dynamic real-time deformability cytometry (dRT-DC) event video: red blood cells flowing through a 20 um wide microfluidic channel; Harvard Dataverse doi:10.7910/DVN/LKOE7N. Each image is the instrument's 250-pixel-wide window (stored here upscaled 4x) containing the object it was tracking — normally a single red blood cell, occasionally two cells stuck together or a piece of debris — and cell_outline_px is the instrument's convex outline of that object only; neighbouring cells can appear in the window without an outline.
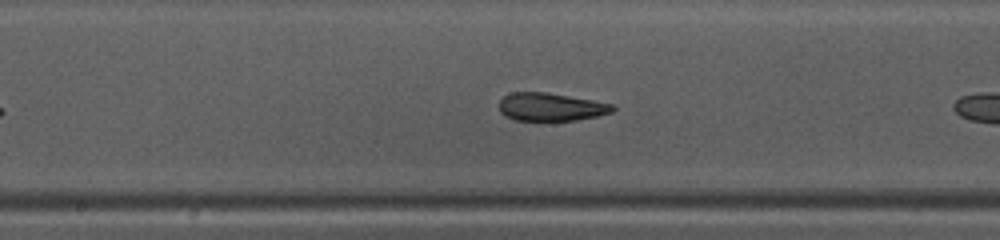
{"species": "common noctule bat (a hibernating species)", "species_latin": "Nyctalus noctula", "temperature_condition": "warm", "stored_images_in_passage": 26, "camera_frame_rate_fps": 3000, "um_per_image_px": 0.085, "animal": {"sex": "female", "body_mass_g": 10.0, "forearm_length_mm": 53.1}, "frame": {"image": 1, "passage_image": 12, "time_ms": 3.667, "image_size_px": [1000, 240], "cell_outline_px": [[616, 108], [612, 112], [596, 116], [576, 120], [516, 120], [504, 116], [500, 112], [500, 100], [504, 96], [512, 92], [548, 92], [616, 104]], "centroid_in_image_um": [46.85, 9.08], "position_along_channel_um": 201.4, "area_um2": 18.61}}
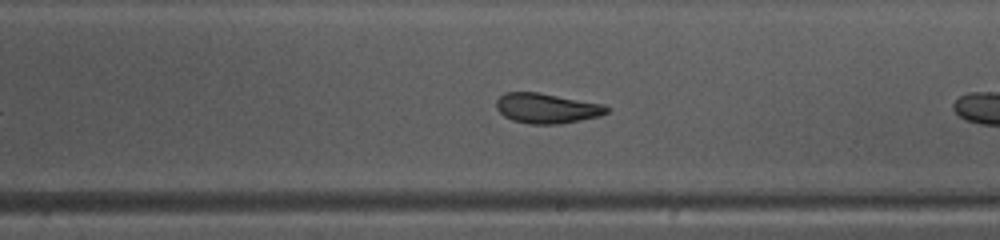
{"frame": {"image": 2, "passage_image": 15, "time_ms": 4.667, "image_size_px": [1000, 240], "cell_outline_px": [[612, 108], [608, 112], [600, 116], [560, 124], [528, 124], [512, 120], [504, 116], [496, 108], [496, 100], [504, 92], [540, 92], [604, 104]], "centroid_in_image_um": [46.49, 9.2], "position_along_channel_um": 242.5, "area_um2": 19.59}}